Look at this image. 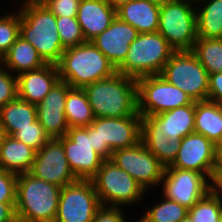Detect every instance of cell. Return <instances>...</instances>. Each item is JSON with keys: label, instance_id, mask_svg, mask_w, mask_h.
I'll return each instance as SVG.
<instances>
[{"label": "cell", "instance_id": "obj_4", "mask_svg": "<svg viewBox=\"0 0 222 222\" xmlns=\"http://www.w3.org/2000/svg\"><path fill=\"white\" fill-rule=\"evenodd\" d=\"M61 187L33 176H17L16 217L22 222H54Z\"/></svg>", "mask_w": 222, "mask_h": 222}, {"label": "cell", "instance_id": "obj_26", "mask_svg": "<svg viewBox=\"0 0 222 222\" xmlns=\"http://www.w3.org/2000/svg\"><path fill=\"white\" fill-rule=\"evenodd\" d=\"M36 120V105L18 97L0 108V123L7 135L12 136L19 128L29 127Z\"/></svg>", "mask_w": 222, "mask_h": 222}, {"label": "cell", "instance_id": "obj_7", "mask_svg": "<svg viewBox=\"0 0 222 222\" xmlns=\"http://www.w3.org/2000/svg\"><path fill=\"white\" fill-rule=\"evenodd\" d=\"M101 206H129L144 199V189L127 172L106 159L91 179Z\"/></svg>", "mask_w": 222, "mask_h": 222}, {"label": "cell", "instance_id": "obj_37", "mask_svg": "<svg viewBox=\"0 0 222 222\" xmlns=\"http://www.w3.org/2000/svg\"><path fill=\"white\" fill-rule=\"evenodd\" d=\"M17 176L0 169V202L16 203Z\"/></svg>", "mask_w": 222, "mask_h": 222}, {"label": "cell", "instance_id": "obj_6", "mask_svg": "<svg viewBox=\"0 0 222 222\" xmlns=\"http://www.w3.org/2000/svg\"><path fill=\"white\" fill-rule=\"evenodd\" d=\"M85 127L92 134L93 149L105 160L110 159L115 150L133 146L141 140V115L95 118Z\"/></svg>", "mask_w": 222, "mask_h": 222}, {"label": "cell", "instance_id": "obj_12", "mask_svg": "<svg viewBox=\"0 0 222 222\" xmlns=\"http://www.w3.org/2000/svg\"><path fill=\"white\" fill-rule=\"evenodd\" d=\"M100 207L93 182L78 179L61 188L54 222H92Z\"/></svg>", "mask_w": 222, "mask_h": 222}, {"label": "cell", "instance_id": "obj_25", "mask_svg": "<svg viewBox=\"0 0 222 222\" xmlns=\"http://www.w3.org/2000/svg\"><path fill=\"white\" fill-rule=\"evenodd\" d=\"M2 67L14 75L43 67L46 63L32 44L19 36L10 50L1 58Z\"/></svg>", "mask_w": 222, "mask_h": 222}, {"label": "cell", "instance_id": "obj_10", "mask_svg": "<svg viewBox=\"0 0 222 222\" xmlns=\"http://www.w3.org/2000/svg\"><path fill=\"white\" fill-rule=\"evenodd\" d=\"M136 80L138 113L141 116L157 115L192 102L185 92L161 75L142 76Z\"/></svg>", "mask_w": 222, "mask_h": 222}, {"label": "cell", "instance_id": "obj_11", "mask_svg": "<svg viewBox=\"0 0 222 222\" xmlns=\"http://www.w3.org/2000/svg\"><path fill=\"white\" fill-rule=\"evenodd\" d=\"M110 160L133 177L145 192L151 186H160L165 166L146 148L142 140L133 146L115 150Z\"/></svg>", "mask_w": 222, "mask_h": 222}, {"label": "cell", "instance_id": "obj_48", "mask_svg": "<svg viewBox=\"0 0 222 222\" xmlns=\"http://www.w3.org/2000/svg\"><path fill=\"white\" fill-rule=\"evenodd\" d=\"M219 217H220V222H222V199L221 198H220Z\"/></svg>", "mask_w": 222, "mask_h": 222}, {"label": "cell", "instance_id": "obj_17", "mask_svg": "<svg viewBox=\"0 0 222 222\" xmlns=\"http://www.w3.org/2000/svg\"><path fill=\"white\" fill-rule=\"evenodd\" d=\"M195 101L153 116H141V133H163L181 140L194 133Z\"/></svg>", "mask_w": 222, "mask_h": 222}, {"label": "cell", "instance_id": "obj_30", "mask_svg": "<svg viewBox=\"0 0 222 222\" xmlns=\"http://www.w3.org/2000/svg\"><path fill=\"white\" fill-rule=\"evenodd\" d=\"M192 52L208 74L222 72V38H198Z\"/></svg>", "mask_w": 222, "mask_h": 222}, {"label": "cell", "instance_id": "obj_22", "mask_svg": "<svg viewBox=\"0 0 222 222\" xmlns=\"http://www.w3.org/2000/svg\"><path fill=\"white\" fill-rule=\"evenodd\" d=\"M160 6L148 0H130L116 9V17L139 33L158 31Z\"/></svg>", "mask_w": 222, "mask_h": 222}, {"label": "cell", "instance_id": "obj_9", "mask_svg": "<svg viewBox=\"0 0 222 222\" xmlns=\"http://www.w3.org/2000/svg\"><path fill=\"white\" fill-rule=\"evenodd\" d=\"M192 101L208 99L209 74L192 51H175L159 74Z\"/></svg>", "mask_w": 222, "mask_h": 222}, {"label": "cell", "instance_id": "obj_38", "mask_svg": "<svg viewBox=\"0 0 222 222\" xmlns=\"http://www.w3.org/2000/svg\"><path fill=\"white\" fill-rule=\"evenodd\" d=\"M56 17H77L81 0H39Z\"/></svg>", "mask_w": 222, "mask_h": 222}, {"label": "cell", "instance_id": "obj_45", "mask_svg": "<svg viewBox=\"0 0 222 222\" xmlns=\"http://www.w3.org/2000/svg\"><path fill=\"white\" fill-rule=\"evenodd\" d=\"M7 137V133L5 131V128L0 123V148L4 143L5 138Z\"/></svg>", "mask_w": 222, "mask_h": 222}, {"label": "cell", "instance_id": "obj_14", "mask_svg": "<svg viewBox=\"0 0 222 222\" xmlns=\"http://www.w3.org/2000/svg\"><path fill=\"white\" fill-rule=\"evenodd\" d=\"M162 184V196L176 201L187 209L192 208L212 190L211 182L204 174L173 168L170 165L164 168L160 185Z\"/></svg>", "mask_w": 222, "mask_h": 222}, {"label": "cell", "instance_id": "obj_46", "mask_svg": "<svg viewBox=\"0 0 222 222\" xmlns=\"http://www.w3.org/2000/svg\"><path fill=\"white\" fill-rule=\"evenodd\" d=\"M148 1H150L151 3H154L158 6H162V5H165L166 3L172 2L174 0H148Z\"/></svg>", "mask_w": 222, "mask_h": 222}, {"label": "cell", "instance_id": "obj_24", "mask_svg": "<svg viewBox=\"0 0 222 222\" xmlns=\"http://www.w3.org/2000/svg\"><path fill=\"white\" fill-rule=\"evenodd\" d=\"M194 132L215 145L222 143V104L209 100L195 102Z\"/></svg>", "mask_w": 222, "mask_h": 222}, {"label": "cell", "instance_id": "obj_21", "mask_svg": "<svg viewBox=\"0 0 222 222\" xmlns=\"http://www.w3.org/2000/svg\"><path fill=\"white\" fill-rule=\"evenodd\" d=\"M116 18V9L107 0H81L77 20L86 42L105 31Z\"/></svg>", "mask_w": 222, "mask_h": 222}, {"label": "cell", "instance_id": "obj_40", "mask_svg": "<svg viewBox=\"0 0 222 222\" xmlns=\"http://www.w3.org/2000/svg\"><path fill=\"white\" fill-rule=\"evenodd\" d=\"M207 100L222 104V72L209 74Z\"/></svg>", "mask_w": 222, "mask_h": 222}, {"label": "cell", "instance_id": "obj_32", "mask_svg": "<svg viewBox=\"0 0 222 222\" xmlns=\"http://www.w3.org/2000/svg\"><path fill=\"white\" fill-rule=\"evenodd\" d=\"M220 197L212 190L188 209V217L193 222H220Z\"/></svg>", "mask_w": 222, "mask_h": 222}, {"label": "cell", "instance_id": "obj_13", "mask_svg": "<svg viewBox=\"0 0 222 222\" xmlns=\"http://www.w3.org/2000/svg\"><path fill=\"white\" fill-rule=\"evenodd\" d=\"M64 148L70 169L77 179L91 180L105 160L93 149L92 134L85 126L70 127L58 139Z\"/></svg>", "mask_w": 222, "mask_h": 222}, {"label": "cell", "instance_id": "obj_35", "mask_svg": "<svg viewBox=\"0 0 222 222\" xmlns=\"http://www.w3.org/2000/svg\"><path fill=\"white\" fill-rule=\"evenodd\" d=\"M12 136L36 151L41 149L51 139L38 120L30 124L29 127L19 128Z\"/></svg>", "mask_w": 222, "mask_h": 222}, {"label": "cell", "instance_id": "obj_18", "mask_svg": "<svg viewBox=\"0 0 222 222\" xmlns=\"http://www.w3.org/2000/svg\"><path fill=\"white\" fill-rule=\"evenodd\" d=\"M69 88L68 83L59 80L36 105L37 120L51 139L66 136L69 129L64 114Z\"/></svg>", "mask_w": 222, "mask_h": 222}, {"label": "cell", "instance_id": "obj_42", "mask_svg": "<svg viewBox=\"0 0 222 222\" xmlns=\"http://www.w3.org/2000/svg\"><path fill=\"white\" fill-rule=\"evenodd\" d=\"M211 189L218 197L222 199V172H213Z\"/></svg>", "mask_w": 222, "mask_h": 222}, {"label": "cell", "instance_id": "obj_20", "mask_svg": "<svg viewBox=\"0 0 222 222\" xmlns=\"http://www.w3.org/2000/svg\"><path fill=\"white\" fill-rule=\"evenodd\" d=\"M59 80V71L54 64L22 72L17 75V97L37 105Z\"/></svg>", "mask_w": 222, "mask_h": 222}, {"label": "cell", "instance_id": "obj_31", "mask_svg": "<svg viewBox=\"0 0 222 222\" xmlns=\"http://www.w3.org/2000/svg\"><path fill=\"white\" fill-rule=\"evenodd\" d=\"M145 211L140 217L141 222H180L188 216L185 206L166 197Z\"/></svg>", "mask_w": 222, "mask_h": 222}, {"label": "cell", "instance_id": "obj_23", "mask_svg": "<svg viewBox=\"0 0 222 222\" xmlns=\"http://www.w3.org/2000/svg\"><path fill=\"white\" fill-rule=\"evenodd\" d=\"M35 154V149L7 135L0 148V169L16 175L30 172Z\"/></svg>", "mask_w": 222, "mask_h": 222}, {"label": "cell", "instance_id": "obj_5", "mask_svg": "<svg viewBox=\"0 0 222 222\" xmlns=\"http://www.w3.org/2000/svg\"><path fill=\"white\" fill-rule=\"evenodd\" d=\"M175 50L157 31L139 33L130 44L124 61L116 68L117 73L135 79L148 75H159Z\"/></svg>", "mask_w": 222, "mask_h": 222}, {"label": "cell", "instance_id": "obj_43", "mask_svg": "<svg viewBox=\"0 0 222 222\" xmlns=\"http://www.w3.org/2000/svg\"><path fill=\"white\" fill-rule=\"evenodd\" d=\"M213 172H222V143L216 145V161Z\"/></svg>", "mask_w": 222, "mask_h": 222}, {"label": "cell", "instance_id": "obj_44", "mask_svg": "<svg viewBox=\"0 0 222 222\" xmlns=\"http://www.w3.org/2000/svg\"><path fill=\"white\" fill-rule=\"evenodd\" d=\"M128 1H130V0H107V2L115 9L126 4Z\"/></svg>", "mask_w": 222, "mask_h": 222}, {"label": "cell", "instance_id": "obj_15", "mask_svg": "<svg viewBox=\"0 0 222 222\" xmlns=\"http://www.w3.org/2000/svg\"><path fill=\"white\" fill-rule=\"evenodd\" d=\"M30 173L61 188L78 180L70 169L63 145L58 139H50L36 151Z\"/></svg>", "mask_w": 222, "mask_h": 222}, {"label": "cell", "instance_id": "obj_33", "mask_svg": "<svg viewBox=\"0 0 222 222\" xmlns=\"http://www.w3.org/2000/svg\"><path fill=\"white\" fill-rule=\"evenodd\" d=\"M11 12L0 16V58L3 57L20 36V13Z\"/></svg>", "mask_w": 222, "mask_h": 222}, {"label": "cell", "instance_id": "obj_2", "mask_svg": "<svg viewBox=\"0 0 222 222\" xmlns=\"http://www.w3.org/2000/svg\"><path fill=\"white\" fill-rule=\"evenodd\" d=\"M20 6V36L34 46L46 64L57 65L65 49L56 16L39 0H23Z\"/></svg>", "mask_w": 222, "mask_h": 222}, {"label": "cell", "instance_id": "obj_1", "mask_svg": "<svg viewBox=\"0 0 222 222\" xmlns=\"http://www.w3.org/2000/svg\"><path fill=\"white\" fill-rule=\"evenodd\" d=\"M95 118H121L138 113L137 80L115 73L83 87Z\"/></svg>", "mask_w": 222, "mask_h": 222}, {"label": "cell", "instance_id": "obj_27", "mask_svg": "<svg viewBox=\"0 0 222 222\" xmlns=\"http://www.w3.org/2000/svg\"><path fill=\"white\" fill-rule=\"evenodd\" d=\"M195 6L198 38H222V0H203Z\"/></svg>", "mask_w": 222, "mask_h": 222}, {"label": "cell", "instance_id": "obj_8", "mask_svg": "<svg viewBox=\"0 0 222 222\" xmlns=\"http://www.w3.org/2000/svg\"><path fill=\"white\" fill-rule=\"evenodd\" d=\"M196 6L174 0L160 6L158 32L175 51H192L197 36Z\"/></svg>", "mask_w": 222, "mask_h": 222}, {"label": "cell", "instance_id": "obj_36", "mask_svg": "<svg viewBox=\"0 0 222 222\" xmlns=\"http://www.w3.org/2000/svg\"><path fill=\"white\" fill-rule=\"evenodd\" d=\"M17 97V76L0 65V108Z\"/></svg>", "mask_w": 222, "mask_h": 222}, {"label": "cell", "instance_id": "obj_16", "mask_svg": "<svg viewBox=\"0 0 222 222\" xmlns=\"http://www.w3.org/2000/svg\"><path fill=\"white\" fill-rule=\"evenodd\" d=\"M215 161L216 145L202 134L194 132L181 139L177 157L170 166L198 171L212 182Z\"/></svg>", "mask_w": 222, "mask_h": 222}, {"label": "cell", "instance_id": "obj_47", "mask_svg": "<svg viewBox=\"0 0 222 222\" xmlns=\"http://www.w3.org/2000/svg\"><path fill=\"white\" fill-rule=\"evenodd\" d=\"M183 1H186V2H188V3H193V5H195L196 3L197 4H199V3H201L203 0H183Z\"/></svg>", "mask_w": 222, "mask_h": 222}, {"label": "cell", "instance_id": "obj_49", "mask_svg": "<svg viewBox=\"0 0 222 222\" xmlns=\"http://www.w3.org/2000/svg\"><path fill=\"white\" fill-rule=\"evenodd\" d=\"M180 222H193L188 216Z\"/></svg>", "mask_w": 222, "mask_h": 222}, {"label": "cell", "instance_id": "obj_29", "mask_svg": "<svg viewBox=\"0 0 222 222\" xmlns=\"http://www.w3.org/2000/svg\"><path fill=\"white\" fill-rule=\"evenodd\" d=\"M146 148L166 167L176 159L181 140L168 138L163 133H141Z\"/></svg>", "mask_w": 222, "mask_h": 222}, {"label": "cell", "instance_id": "obj_39", "mask_svg": "<svg viewBox=\"0 0 222 222\" xmlns=\"http://www.w3.org/2000/svg\"><path fill=\"white\" fill-rule=\"evenodd\" d=\"M121 207L101 206L95 213L92 222H126L127 216Z\"/></svg>", "mask_w": 222, "mask_h": 222}, {"label": "cell", "instance_id": "obj_41", "mask_svg": "<svg viewBox=\"0 0 222 222\" xmlns=\"http://www.w3.org/2000/svg\"><path fill=\"white\" fill-rule=\"evenodd\" d=\"M16 203H1L0 202V222H15L17 220Z\"/></svg>", "mask_w": 222, "mask_h": 222}, {"label": "cell", "instance_id": "obj_28", "mask_svg": "<svg viewBox=\"0 0 222 222\" xmlns=\"http://www.w3.org/2000/svg\"><path fill=\"white\" fill-rule=\"evenodd\" d=\"M64 114L69 128L88 126L95 120L83 88L68 89Z\"/></svg>", "mask_w": 222, "mask_h": 222}, {"label": "cell", "instance_id": "obj_19", "mask_svg": "<svg viewBox=\"0 0 222 222\" xmlns=\"http://www.w3.org/2000/svg\"><path fill=\"white\" fill-rule=\"evenodd\" d=\"M139 32L130 24L115 18L111 25L91 42L117 68L125 59L130 44Z\"/></svg>", "mask_w": 222, "mask_h": 222}, {"label": "cell", "instance_id": "obj_34", "mask_svg": "<svg viewBox=\"0 0 222 222\" xmlns=\"http://www.w3.org/2000/svg\"><path fill=\"white\" fill-rule=\"evenodd\" d=\"M56 25L64 49L86 42L77 17H56Z\"/></svg>", "mask_w": 222, "mask_h": 222}, {"label": "cell", "instance_id": "obj_3", "mask_svg": "<svg viewBox=\"0 0 222 222\" xmlns=\"http://www.w3.org/2000/svg\"><path fill=\"white\" fill-rule=\"evenodd\" d=\"M57 68L59 79L72 88H83L117 72L114 65L92 42L65 49Z\"/></svg>", "mask_w": 222, "mask_h": 222}]
</instances>
